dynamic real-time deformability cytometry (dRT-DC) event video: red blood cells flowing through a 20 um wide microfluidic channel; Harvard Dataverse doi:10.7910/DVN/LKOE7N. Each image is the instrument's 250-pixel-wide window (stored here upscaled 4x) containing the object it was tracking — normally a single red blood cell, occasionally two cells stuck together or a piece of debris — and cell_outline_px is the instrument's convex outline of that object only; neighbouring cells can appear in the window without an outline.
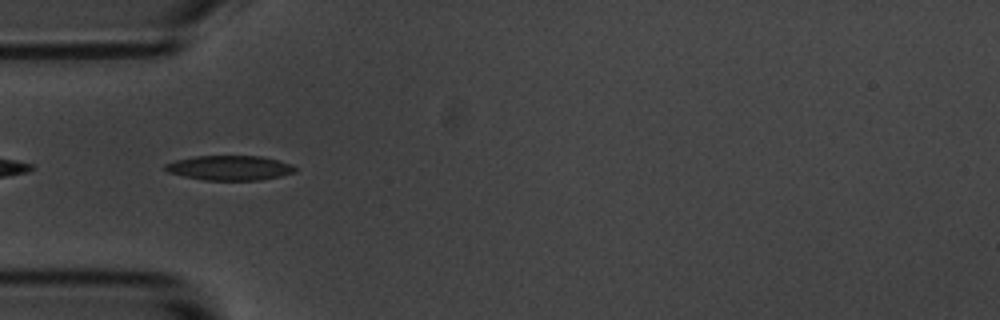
{"species": "common noctule bat (a hibernating species)", "species_latin": "Nyctalus noctula", "temperature_condition": "room temperature", "stored_images_in_passage": 4, "camera_frame_rate_fps": 3000, "um_per_image_px": 0.085, "animal": {"sex": "male", "body_mass_g": 20.1, "forearm_length_mm": 53.5}, "frame": {"image": 1, "passage_image": 1, "time_ms": 0.0, "image_size_px": [1000, 320], "cell_outline_px": [[296, 172], [280, 176], [260, 180], [204, 180], [184, 176], [168, 172], [164, 168], [164, 164], [176, 160], [192, 156], [260, 156], [292, 164], [296, 168]], "centroid_in_image_um": [19.51, 14.27], "position_along_channel_um": 65.5, "area_um2": 18.67}}
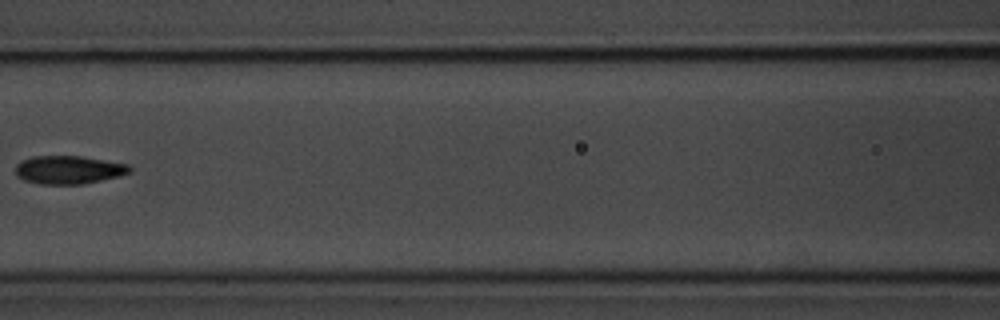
{"frame": {"image": 2, "passage_image": 3, "time_ms": 2.667, "image_size_px": [1000, 320], "cell_outline_px": [[132, 172], [120, 176], [80, 184], [40, 184], [24, 180], [16, 176], [16, 164], [20, 160], [32, 156], [80, 156], [128, 164], [132, 168]], "centroid_in_image_um": [5.82, 14.43], "position_along_channel_um": 160.8, "area_um2": 18.84}}
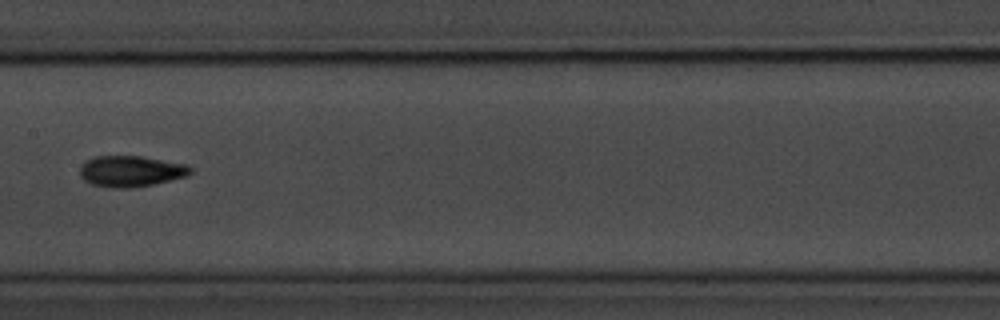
{"frame": {"image": 3, "passage_image": 4, "time_ms": 3.667, "image_size_px": [1000, 320], "cell_outline_px": [[192, 172], [188, 176], [156, 184], [128, 188], [108, 188], [92, 184], [84, 180], [80, 176], [80, 168], [88, 160], [96, 156], [140, 156], [188, 164], [192, 168]], "centroid_in_image_um": [11.17, 14.56], "position_along_channel_um": 196.2, "area_um2": 20.11}}